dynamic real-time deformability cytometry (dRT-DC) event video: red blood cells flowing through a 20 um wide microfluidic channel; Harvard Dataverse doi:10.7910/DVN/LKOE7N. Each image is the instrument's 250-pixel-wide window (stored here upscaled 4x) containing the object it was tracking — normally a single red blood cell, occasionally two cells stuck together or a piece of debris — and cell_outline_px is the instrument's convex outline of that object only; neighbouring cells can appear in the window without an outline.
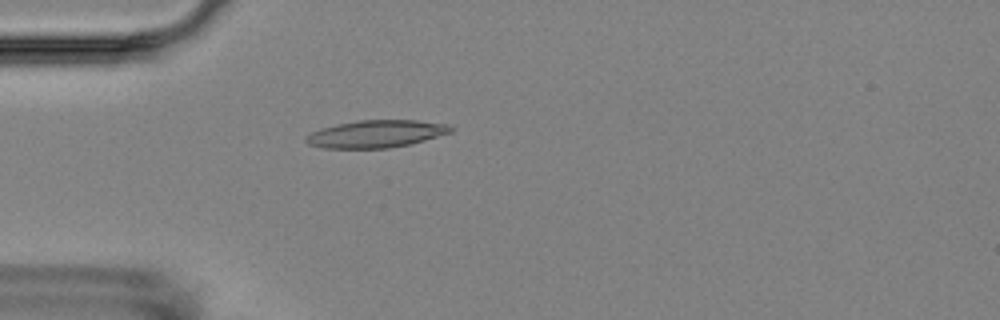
{"species": "Egyptian fruit bat (a non-hibernating species)", "species_latin": "Rousettus aegyptiacus", "temperature_condition": "room temperature", "stored_images_in_passage": 4, "camera_frame_rate_fps": 3000, "um_per_image_px": 0.085, "animal": {"sex": "female"}, "frame": {"image": 1, "passage_image": 4, "time_ms": 4.667, "image_size_px": [1000, 320], "cell_outline_px": [[452, 132], [424, 140], [408, 144], [388, 148], [324, 148], [308, 144], [304, 140], [304, 136], [320, 128], [336, 124], [356, 120], [416, 120], [448, 124], [452, 128]], "centroid_in_image_um": [31.92, 11.37], "position_along_channel_um": 53.1, "area_um2": 23.12}}